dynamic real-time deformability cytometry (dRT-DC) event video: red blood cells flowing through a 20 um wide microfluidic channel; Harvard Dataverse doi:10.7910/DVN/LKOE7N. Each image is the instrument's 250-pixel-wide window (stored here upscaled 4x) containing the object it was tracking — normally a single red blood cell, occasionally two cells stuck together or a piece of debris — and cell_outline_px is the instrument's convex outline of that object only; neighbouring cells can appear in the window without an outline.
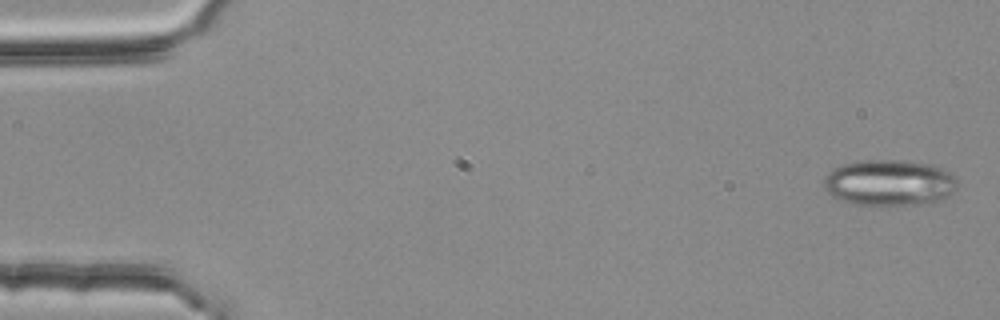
{"species": "common noctule bat (a hibernating species)", "species_latin": "Nyctalus noctula", "temperature_condition": "room temperature", "stored_images_in_passage": 4, "camera_frame_rate_fps": 3000, "um_per_image_px": 0.085, "animal": {"sex": "female", "body_mass_g": 25.1}, "frame": {"image": 1, "passage_image": 1, "time_ms": 0.0, "image_size_px": [1000, 320], "cell_outline_px": [[956, 188], [944, 200], [916, 204], [856, 204], [840, 200], [832, 196], [824, 188], [824, 176], [832, 168], [844, 164], [868, 160], [900, 160], [928, 164], [940, 168], [948, 172], [956, 180]], "centroid_in_image_um": [75.56, 15.53], "position_along_channel_um": 9.4, "area_um2": 35.43}}